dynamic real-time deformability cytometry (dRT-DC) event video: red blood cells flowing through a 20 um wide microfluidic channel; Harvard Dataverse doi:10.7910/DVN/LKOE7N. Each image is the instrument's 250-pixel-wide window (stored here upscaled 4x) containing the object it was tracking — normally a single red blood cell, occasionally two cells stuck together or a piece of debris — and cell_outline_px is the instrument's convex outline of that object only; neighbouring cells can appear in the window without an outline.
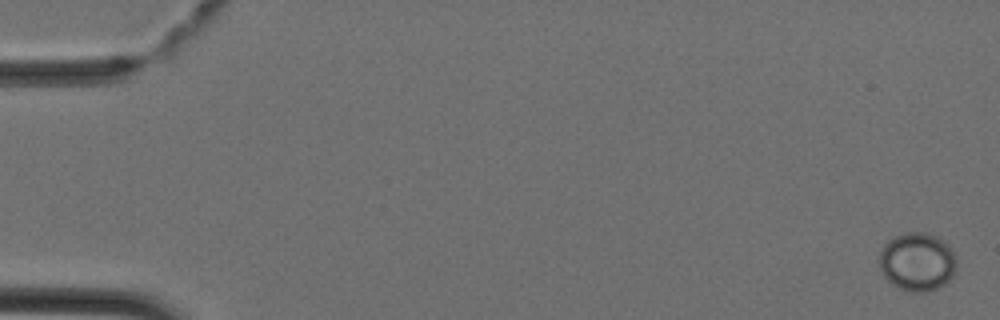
{"species": "Egyptian fruit bat (a non-hibernating species)", "species_latin": "Rousettus aegyptiacus", "temperature_condition": "cold", "stored_images_in_passage": 4, "camera_frame_rate_fps": 3000, "um_per_image_px": 0.085, "animal": {"sex": "female"}, "frame": {"image": 1, "passage_image": 1, "time_ms": 0.0, "image_size_px": [1000, 320], "cell_outline_px": [[956, 268], [952, 276], [944, 284], [936, 288], [924, 292], [912, 292], [900, 288], [892, 284], [880, 272], [880, 252], [884, 244], [888, 240], [904, 232], [924, 232], [936, 236], [944, 240], [952, 248], [956, 256]], "centroid_in_image_um": [77.98, 22.23], "position_along_channel_um": 7.0, "area_um2": 26.41}}
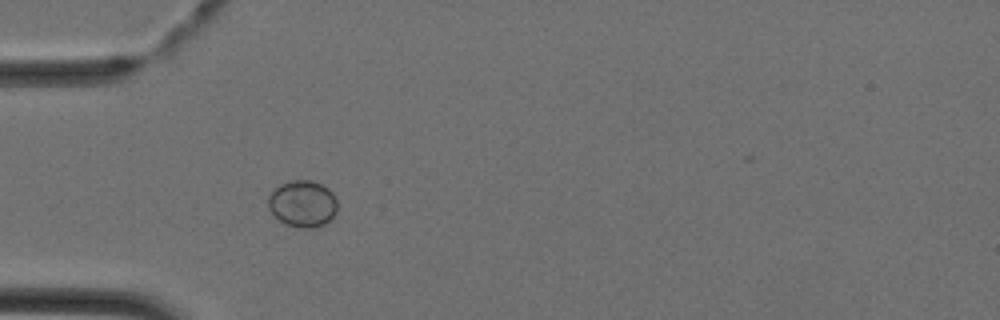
{"frame": {"image": 2, "passage_image": 4, "time_ms": 1.0, "image_size_px": [1000, 320], "cell_outline_px": [[336, 212], [324, 224], [312, 228], [300, 228], [284, 224], [268, 208], [268, 196], [280, 184], [292, 180], [312, 180], [328, 188], [332, 192], [336, 200]], "centroid_in_image_um": [25.71, 17.31], "position_along_channel_um": 59.3, "area_um2": 18.67}}